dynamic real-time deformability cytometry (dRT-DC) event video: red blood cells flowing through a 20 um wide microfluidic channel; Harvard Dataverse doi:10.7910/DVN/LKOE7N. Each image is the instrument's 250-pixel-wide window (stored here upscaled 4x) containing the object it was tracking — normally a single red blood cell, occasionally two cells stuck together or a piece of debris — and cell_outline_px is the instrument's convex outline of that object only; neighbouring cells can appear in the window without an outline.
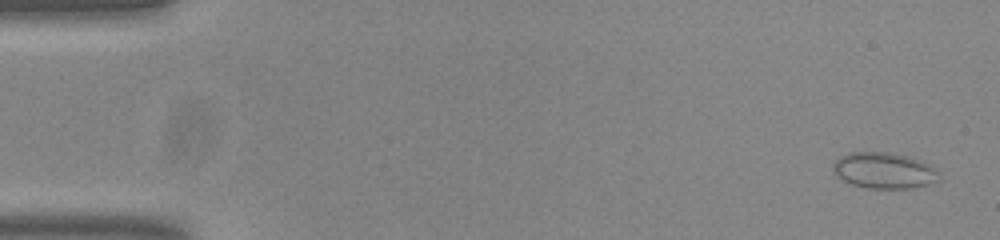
{"species": "common noctule bat (a hibernating species)", "species_latin": "Nyctalus noctula", "temperature_condition": "room temperature", "stored_images_in_passage": 13, "camera_frame_rate_fps": 3000, "um_per_image_px": 0.085, "animal": {"sex": "male", "body_mass_g": 20.0, "forearm_length_mm": 53.3}, "frame": {"image": 1, "passage_image": 3, "time_ms": 0.667, "image_size_px": [1000, 240], "cell_outline_px": [[940, 180], [928, 184], [908, 188], [864, 188], [852, 184], [836, 176], [832, 172], [832, 164], [840, 156], [848, 152], [892, 152], [908, 156], [920, 160], [928, 164], [936, 172]], "centroid_in_image_um": [75.08, 14.48], "position_along_channel_um": 9.9, "area_um2": 22.25}}